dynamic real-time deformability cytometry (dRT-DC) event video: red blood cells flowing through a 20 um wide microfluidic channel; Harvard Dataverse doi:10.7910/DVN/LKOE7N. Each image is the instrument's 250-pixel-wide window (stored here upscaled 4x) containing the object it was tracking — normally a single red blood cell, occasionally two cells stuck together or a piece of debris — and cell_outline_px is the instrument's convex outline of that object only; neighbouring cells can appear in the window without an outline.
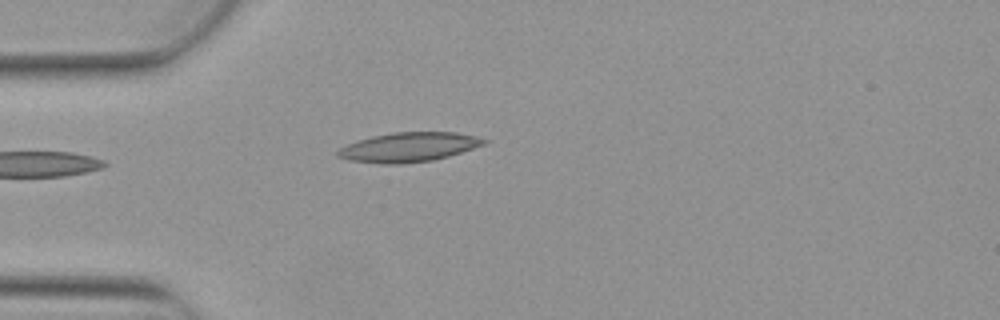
{"species": "Egyptian fruit bat (a non-hibernating species)", "species_latin": "Rousettus aegyptiacus", "temperature_condition": "warm", "stored_images_in_passage": 5, "camera_frame_rate_fps": 3000, "um_per_image_px": 0.085, "animal": {"sex": "female"}, "frame": {"image": 1, "passage_image": 4, "time_ms": 1.0, "image_size_px": [1000, 320], "cell_outline_px": [[488, 140], [484, 144], [448, 156], [432, 160], [400, 164], [380, 164], [348, 160], [336, 156], [336, 152], [340, 148], [348, 144], [372, 136], [392, 132], [456, 132], [476, 136]], "centroid_in_image_um": [34.71, 12.51], "position_along_channel_um": 50.3, "area_um2": 24.91}}